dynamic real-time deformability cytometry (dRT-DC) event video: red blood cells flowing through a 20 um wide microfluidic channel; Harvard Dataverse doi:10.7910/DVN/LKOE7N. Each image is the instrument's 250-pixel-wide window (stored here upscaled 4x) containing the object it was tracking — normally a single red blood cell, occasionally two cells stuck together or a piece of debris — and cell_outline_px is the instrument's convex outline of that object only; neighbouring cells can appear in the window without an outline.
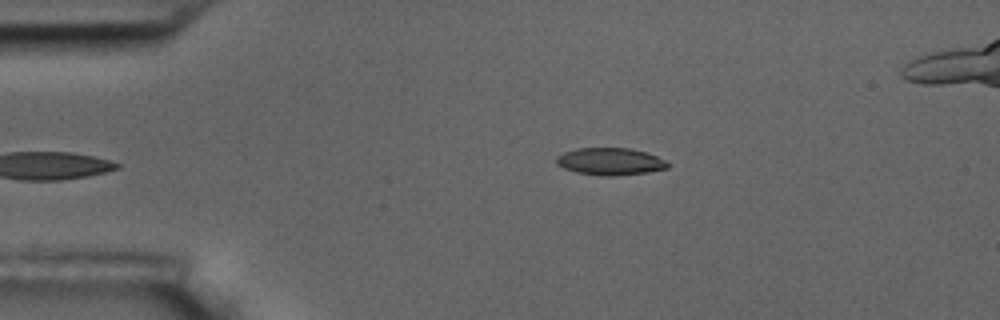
{"species": "common noctule bat (a hibernating species)", "species_latin": "Nyctalus noctula", "temperature_condition": "room temperature", "stored_images_in_passage": 3, "camera_frame_rate_fps": 3000, "um_per_image_px": 0.085, "animal": {"sex": "male", "body_mass_g": 17.5, "forearm_length_mm": 52.3}, "frame": {"image": 1, "passage_image": 3, "time_ms": 2.333, "image_size_px": [1000, 320], "cell_outline_px": [[672, 164], [668, 168], [648, 172], [612, 176], [604, 176], [576, 172], [564, 168], [556, 164], [556, 156], [564, 152], [576, 148], [632, 148], [656, 156]], "centroid_in_image_um": [51.86, 13.72], "position_along_channel_um": 33.1, "area_um2": 17.69}}